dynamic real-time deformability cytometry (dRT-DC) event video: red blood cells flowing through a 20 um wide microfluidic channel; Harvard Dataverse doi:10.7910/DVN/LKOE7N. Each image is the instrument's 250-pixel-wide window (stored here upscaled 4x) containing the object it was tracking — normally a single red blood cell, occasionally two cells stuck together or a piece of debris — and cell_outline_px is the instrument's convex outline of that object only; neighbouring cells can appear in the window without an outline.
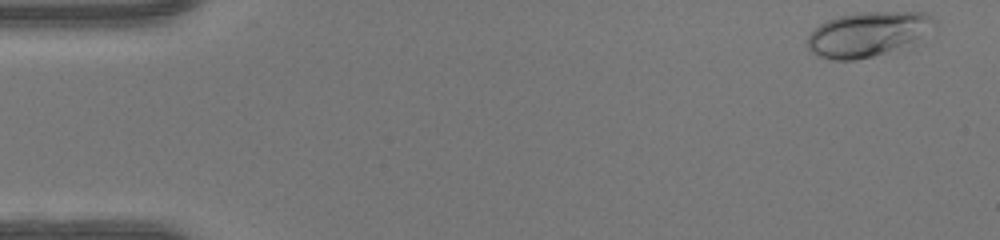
{"species": "human", "species_latin": "Homo sapiens", "temperature_condition": "warm", "stored_images_in_passage": 48, "camera_frame_rate_fps": 3000, "um_per_image_px": 0.085, "donor": {"sex": "female"}, "frame": {"image": 1, "passage_image": 1, "time_ms": 0.0, "image_size_px": [1000, 240], "cell_outline_px": [[936, 24], [912, 48], [856, 60], [836, 60], [820, 56], [812, 52], [808, 48], [808, 36], [820, 24], [828, 20], [840, 16], [860, 12], [924, 12], [932, 16], [936, 20]], "centroid_in_image_um": [73.87, 2.92], "position_along_channel_um": 11.1, "area_um2": 33.7}}
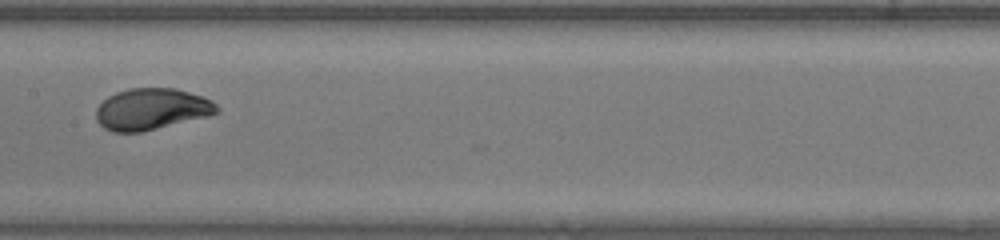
{"frame": {"image": 2, "passage_image": 24, "time_ms": 7.667, "image_size_px": [1000, 240], "cell_outline_px": [[220, 112], [208, 116], [140, 132], [112, 132], [104, 128], [96, 120], [96, 108], [108, 96], [116, 92], [128, 88], [176, 88], [204, 96], [212, 100], [220, 108]], "centroid_in_image_um": [12.9, 9.26], "position_along_channel_um": 194.5, "area_um2": 29.3}}
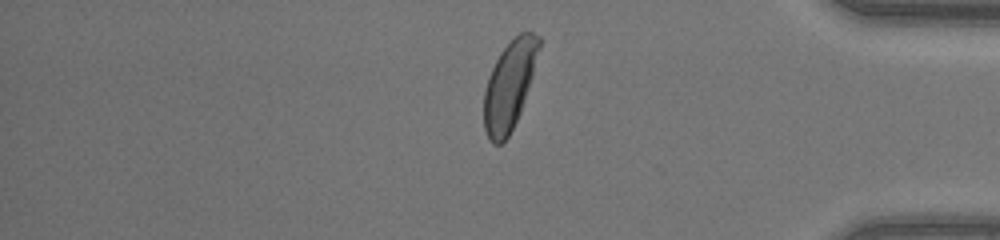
{"frame": {"image": 3, "passage_image": 40, "time_ms": 13.0, "image_size_px": [1000, 240], "cell_outline_px": [[540, 48], [532, 76], [520, 112], [508, 136], [500, 144], [492, 144], [484, 128], [484, 92], [488, 76], [500, 52], [520, 32], [532, 32], [540, 36]], "centroid_in_image_um": [43.29, 7.23], "position_along_channel_um": 391.9, "area_um2": 27.98}, "authors_computed_cell_mechanics": {"area_um2": 28.8711, "velocity_mm_per_s": 4.1923, "shape_relaxation_time_tau1_ms": 3.6231, "shape_relaxation_time_tau2_ms": null, "deformation_change_tau1": 0.1668, "deformation_change_tau2": null}}